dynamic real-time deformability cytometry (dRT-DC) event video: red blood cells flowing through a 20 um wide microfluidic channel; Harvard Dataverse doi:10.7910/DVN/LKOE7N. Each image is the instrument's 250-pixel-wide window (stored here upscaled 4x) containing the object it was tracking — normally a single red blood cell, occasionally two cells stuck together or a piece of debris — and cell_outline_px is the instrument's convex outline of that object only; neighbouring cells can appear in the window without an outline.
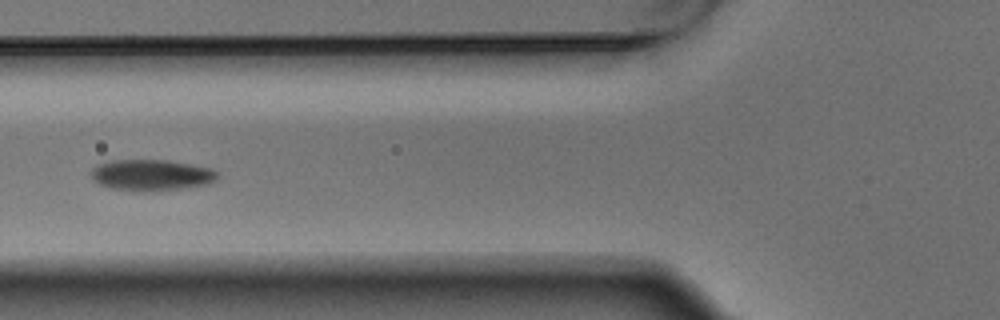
{"species": "Egyptian fruit bat (a non-hibernating species)", "species_latin": "Rousettus aegyptiacus", "temperature_condition": "warm", "stored_images_in_passage": 5, "camera_frame_rate_fps": 3000, "um_per_image_px": 0.085, "animal": {"sex": "male"}, "frame": {"image": 1, "passage_image": 4, "time_ms": 1.0, "image_size_px": [1000, 320], "cell_outline_px": [[220, 176], [212, 184], [180, 188], [144, 192], [112, 188], [100, 184], [92, 176], [92, 168], [96, 164], [112, 160], [168, 160], [212, 168]], "centroid_in_image_um": [12.91, 14.87], "position_along_channel_um": 112.9, "area_um2": 22.95}}
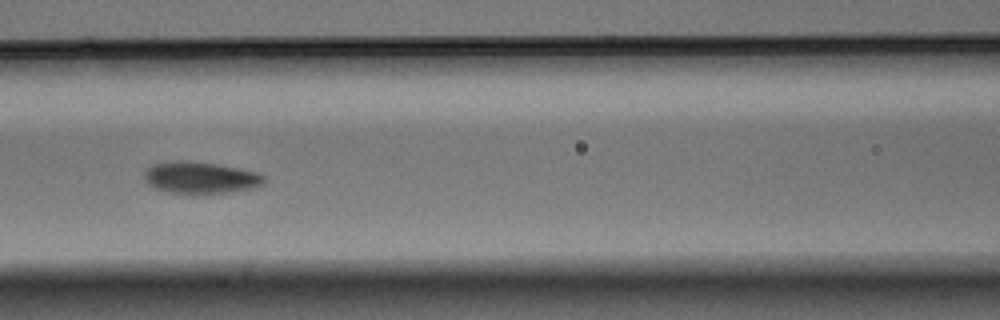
{"frame": {"image": 2, "passage_image": 5, "time_ms": 1.333, "image_size_px": [1000, 320], "cell_outline_px": [[264, 184], [256, 188], [228, 192], [196, 196], [168, 192], [156, 188], [148, 184], [144, 180], [144, 172], [152, 164], [172, 160], [188, 160], [216, 164], [240, 168], [256, 172], [264, 176]], "centroid_in_image_um": [17.02, 15.12], "position_along_channel_um": 149.6, "area_um2": 22.89}}